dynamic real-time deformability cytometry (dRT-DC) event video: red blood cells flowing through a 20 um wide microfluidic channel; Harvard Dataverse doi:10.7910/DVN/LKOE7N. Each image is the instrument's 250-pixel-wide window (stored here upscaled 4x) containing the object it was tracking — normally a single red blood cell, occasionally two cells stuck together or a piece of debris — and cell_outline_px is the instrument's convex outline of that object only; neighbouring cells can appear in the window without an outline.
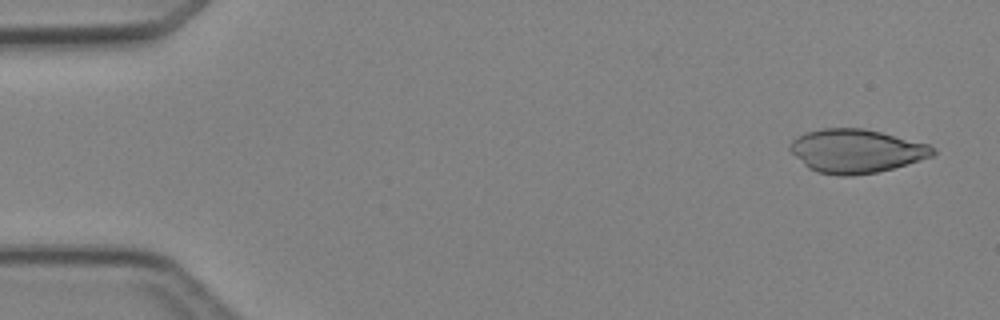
{"species": "Egyptian fruit bat (a non-hibernating species)", "species_latin": "Rousettus aegyptiacus", "temperature_condition": "cold", "stored_images_in_passage": 4, "camera_frame_rate_fps": 3000, "um_per_image_px": 0.085, "animal": {"sex": "female"}, "frame": {"image": 1, "passage_image": 1, "time_ms": 0.0, "image_size_px": [1000, 320], "cell_outline_px": [[936, 156], [892, 168], [876, 172], [852, 176], [840, 176], [816, 172], [808, 168], [788, 148], [788, 144], [796, 136], [808, 132], [824, 128], [864, 128], [928, 144], [936, 148]], "centroid_in_image_um": [72.78, 12.84], "position_along_channel_um": 12.2, "area_um2": 36.36}}